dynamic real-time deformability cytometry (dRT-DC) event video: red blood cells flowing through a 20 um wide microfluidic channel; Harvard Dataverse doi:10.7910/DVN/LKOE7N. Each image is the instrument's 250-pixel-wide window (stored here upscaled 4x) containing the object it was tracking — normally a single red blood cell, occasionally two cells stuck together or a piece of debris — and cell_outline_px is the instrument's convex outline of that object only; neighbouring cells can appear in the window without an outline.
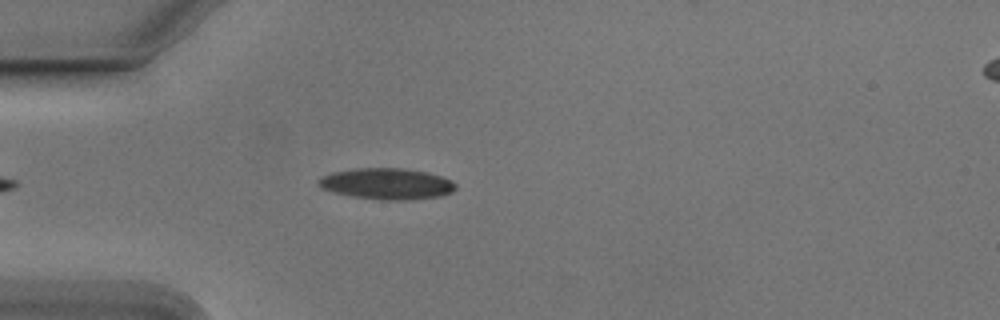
{"species": "Egyptian fruit bat (a non-hibernating species)", "species_latin": "Rousettus aegyptiacus", "temperature_condition": "cold", "stored_images_in_passage": 41, "camera_frame_rate_fps": 3000, "um_per_image_px": 0.085, "animal": {"sex": "male"}, "frame": {"image": 1, "passage_image": 5, "time_ms": 1.333, "image_size_px": [1000, 320], "cell_outline_px": [[456, 188], [452, 192], [440, 196], [412, 200], [380, 200], [352, 196], [320, 188], [316, 184], [316, 180], [320, 176], [332, 172], [356, 168], [400, 168], [428, 172], [452, 180], [456, 184]], "centroid_in_image_um": [32.86, 15.62], "position_along_channel_um": 52.1, "area_um2": 25.14}}
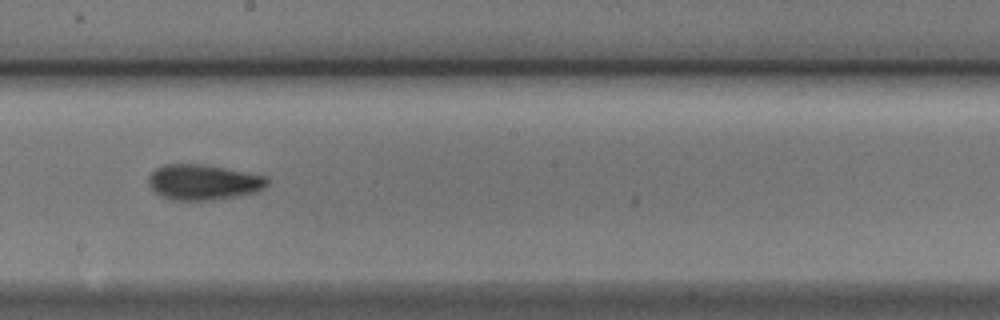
{"frame": {"image": 2, "passage_image": 20, "time_ms": 6.333, "image_size_px": [1000, 320], "cell_outline_px": [[268, 184], [264, 188], [256, 192], [240, 196], [212, 200], [172, 200], [160, 196], [148, 184], [148, 176], [156, 168], [164, 164], [204, 164], [264, 176], [268, 180]], "centroid_in_image_um": [17.26, 15.49], "position_along_channel_um": 230.9, "area_um2": 24.51}}
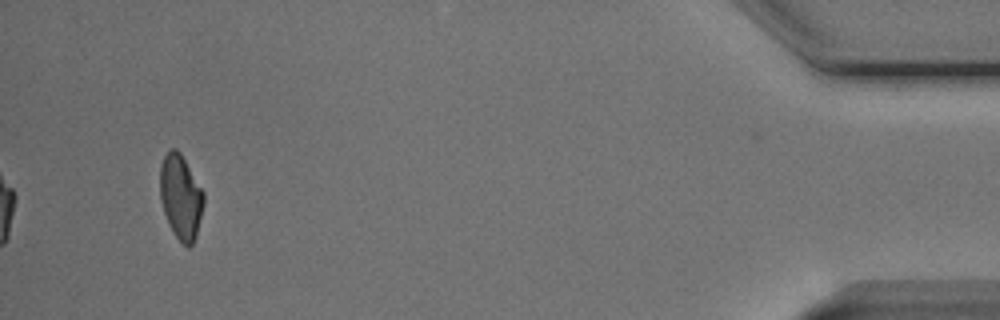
{"frame": {"image": 3, "passage_image": 41, "time_ms": 13.333, "image_size_px": [1000, 320], "cell_outline_px": [[204, 204], [196, 236], [192, 244], [188, 248], [172, 232], [168, 224], [160, 200], [160, 168], [164, 156], [172, 148], [176, 148], [180, 152], [204, 192]], "centroid_in_image_um": [15.36, 16.75], "position_along_channel_um": 419.8, "area_um2": 21.44}, "authors_computed_cell_mechanics": {"area_um2": 23.2934, "velocity_mm_per_s": 3.7905, "shape_relaxation_time_tau1_ms": 3.37, "shape_relaxation_time_tau2_ms": 4.2551, "deformation_change_tau1": 0.1346, "deformation_change_tau2": 0.1038}}